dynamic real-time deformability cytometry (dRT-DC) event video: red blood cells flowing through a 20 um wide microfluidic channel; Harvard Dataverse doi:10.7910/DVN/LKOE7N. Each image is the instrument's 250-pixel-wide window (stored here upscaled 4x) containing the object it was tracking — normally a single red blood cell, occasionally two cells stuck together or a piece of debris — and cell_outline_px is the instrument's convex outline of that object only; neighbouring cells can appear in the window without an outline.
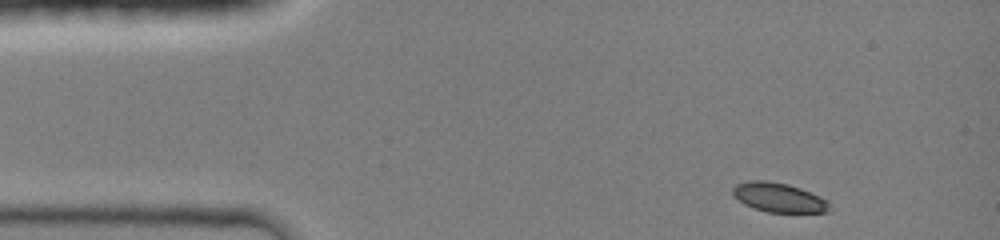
{"species": "common noctule bat (a hibernating species)", "species_latin": "Nyctalus noctula", "temperature_condition": "room temperature", "stored_images_in_passage": 47, "camera_frame_rate_fps": 3000, "um_per_image_px": 0.085, "animal": {"sex": "female", "body_mass_g": 19.0, "forearm_length_mm": 51.5}, "frame": {"image": 1, "passage_image": 1, "time_ms": 0.0, "image_size_px": [1000, 240], "cell_outline_px": [[828, 212], [768, 212], [752, 208], [744, 204], [732, 196], [732, 188], [736, 184], [748, 180], [768, 180], [788, 184], [800, 188], [820, 196], [828, 200]], "centroid_in_image_um": [66.14, 16.77], "position_along_channel_um": 18.9, "area_um2": 16.65}}
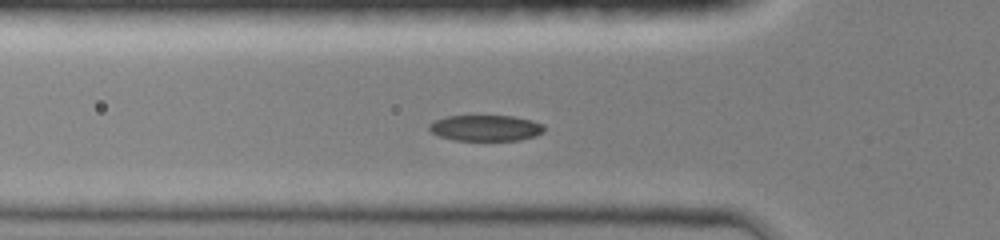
{"frame": {"image": 2, "passage_image": 27, "time_ms": 3.333, "image_size_px": [1000, 240], "cell_outline_px": [[544, 132], [536, 136], [520, 140], [456, 140], [440, 136], [432, 132], [428, 128], [428, 124], [444, 116], [512, 116], [532, 120], [544, 124]], "centroid_in_image_um": [41.31, 10.87], "position_along_channel_um": 84.5, "area_um2": 17.4}}
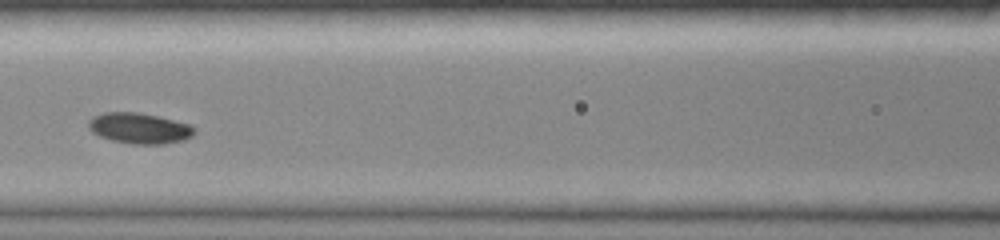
{"frame": {"image": 3, "passage_image": 41, "time_ms": 5.0, "image_size_px": [1000, 240], "cell_outline_px": [[196, 132], [192, 136], [184, 140], [164, 144], [132, 144], [112, 140], [100, 136], [92, 132], [88, 128], [88, 120], [92, 116], [104, 112], [136, 112], [160, 116], [192, 124], [196, 128]], "centroid_in_image_um": [11.88, 10.89], "position_along_channel_um": 154.7, "area_um2": 19.31}}